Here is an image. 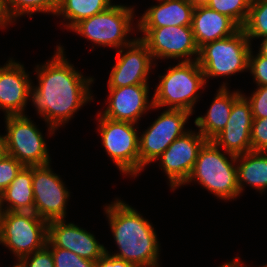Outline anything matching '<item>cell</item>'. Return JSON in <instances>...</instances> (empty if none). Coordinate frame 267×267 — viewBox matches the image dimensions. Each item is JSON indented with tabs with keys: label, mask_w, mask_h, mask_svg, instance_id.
<instances>
[{
	"label": "cell",
	"mask_w": 267,
	"mask_h": 267,
	"mask_svg": "<svg viewBox=\"0 0 267 267\" xmlns=\"http://www.w3.org/2000/svg\"><path fill=\"white\" fill-rule=\"evenodd\" d=\"M51 60L36 65L37 85L32 84L29 100L37 114L47 123L49 136L67 124L75 113L93 101L94 78L83 76L66 58L65 49L57 45ZM35 85V86H34Z\"/></svg>",
	"instance_id": "1"
},
{
	"label": "cell",
	"mask_w": 267,
	"mask_h": 267,
	"mask_svg": "<svg viewBox=\"0 0 267 267\" xmlns=\"http://www.w3.org/2000/svg\"><path fill=\"white\" fill-rule=\"evenodd\" d=\"M105 204L104 214L118 251L106 253L139 267H160V245L156 230L148 219L123 200Z\"/></svg>",
	"instance_id": "2"
},
{
	"label": "cell",
	"mask_w": 267,
	"mask_h": 267,
	"mask_svg": "<svg viewBox=\"0 0 267 267\" xmlns=\"http://www.w3.org/2000/svg\"><path fill=\"white\" fill-rule=\"evenodd\" d=\"M195 181L219 200H235L240 196L237 178V156L227 153L213 141L200 148L189 178L183 184Z\"/></svg>",
	"instance_id": "3"
},
{
	"label": "cell",
	"mask_w": 267,
	"mask_h": 267,
	"mask_svg": "<svg viewBox=\"0 0 267 267\" xmlns=\"http://www.w3.org/2000/svg\"><path fill=\"white\" fill-rule=\"evenodd\" d=\"M158 77L159 84L152 96L153 110L166 106V109L185 110L193 115L201 88L204 91L207 85L197 60L169 66L165 74Z\"/></svg>",
	"instance_id": "4"
},
{
	"label": "cell",
	"mask_w": 267,
	"mask_h": 267,
	"mask_svg": "<svg viewBox=\"0 0 267 267\" xmlns=\"http://www.w3.org/2000/svg\"><path fill=\"white\" fill-rule=\"evenodd\" d=\"M134 9V6L113 4L106 11L81 20L71 31L91 41L93 47L121 49L135 39H129L137 28L133 25Z\"/></svg>",
	"instance_id": "5"
},
{
	"label": "cell",
	"mask_w": 267,
	"mask_h": 267,
	"mask_svg": "<svg viewBox=\"0 0 267 267\" xmlns=\"http://www.w3.org/2000/svg\"><path fill=\"white\" fill-rule=\"evenodd\" d=\"M251 48L252 44L242 28L227 38L201 46L197 62L206 84L210 78H228L236 73L247 72Z\"/></svg>",
	"instance_id": "6"
},
{
	"label": "cell",
	"mask_w": 267,
	"mask_h": 267,
	"mask_svg": "<svg viewBox=\"0 0 267 267\" xmlns=\"http://www.w3.org/2000/svg\"><path fill=\"white\" fill-rule=\"evenodd\" d=\"M97 116V133L100 134L108 157L122 175L134 178L140 175L138 124L111 120L103 117L99 112Z\"/></svg>",
	"instance_id": "7"
},
{
	"label": "cell",
	"mask_w": 267,
	"mask_h": 267,
	"mask_svg": "<svg viewBox=\"0 0 267 267\" xmlns=\"http://www.w3.org/2000/svg\"><path fill=\"white\" fill-rule=\"evenodd\" d=\"M4 118L6 133L1 137L6 154L26 167L51 163L46 139L27 114L8 115Z\"/></svg>",
	"instance_id": "8"
},
{
	"label": "cell",
	"mask_w": 267,
	"mask_h": 267,
	"mask_svg": "<svg viewBox=\"0 0 267 267\" xmlns=\"http://www.w3.org/2000/svg\"><path fill=\"white\" fill-rule=\"evenodd\" d=\"M48 222L35 212L4 211L0 224V244L11 251L16 260L44 248Z\"/></svg>",
	"instance_id": "9"
},
{
	"label": "cell",
	"mask_w": 267,
	"mask_h": 267,
	"mask_svg": "<svg viewBox=\"0 0 267 267\" xmlns=\"http://www.w3.org/2000/svg\"><path fill=\"white\" fill-rule=\"evenodd\" d=\"M192 114L180 109H166L139 134L140 173L189 129H185Z\"/></svg>",
	"instance_id": "10"
},
{
	"label": "cell",
	"mask_w": 267,
	"mask_h": 267,
	"mask_svg": "<svg viewBox=\"0 0 267 267\" xmlns=\"http://www.w3.org/2000/svg\"><path fill=\"white\" fill-rule=\"evenodd\" d=\"M136 31L142 33L139 38L146 44L154 61L175 59L191 62L198 58L199 48L191 26L137 28Z\"/></svg>",
	"instance_id": "11"
},
{
	"label": "cell",
	"mask_w": 267,
	"mask_h": 267,
	"mask_svg": "<svg viewBox=\"0 0 267 267\" xmlns=\"http://www.w3.org/2000/svg\"><path fill=\"white\" fill-rule=\"evenodd\" d=\"M50 164L32 166L34 212L47 222L65 219L70 199L68 187Z\"/></svg>",
	"instance_id": "12"
},
{
	"label": "cell",
	"mask_w": 267,
	"mask_h": 267,
	"mask_svg": "<svg viewBox=\"0 0 267 267\" xmlns=\"http://www.w3.org/2000/svg\"><path fill=\"white\" fill-rule=\"evenodd\" d=\"M206 141L199 131L188 130L156 159L155 162L158 163L159 160V167L167 175L169 186L173 191L189 178L199 150Z\"/></svg>",
	"instance_id": "13"
},
{
	"label": "cell",
	"mask_w": 267,
	"mask_h": 267,
	"mask_svg": "<svg viewBox=\"0 0 267 267\" xmlns=\"http://www.w3.org/2000/svg\"><path fill=\"white\" fill-rule=\"evenodd\" d=\"M116 59L109 74L108 88L149 85L150 71L157 66V63L139 37H135L130 44L118 49Z\"/></svg>",
	"instance_id": "14"
},
{
	"label": "cell",
	"mask_w": 267,
	"mask_h": 267,
	"mask_svg": "<svg viewBox=\"0 0 267 267\" xmlns=\"http://www.w3.org/2000/svg\"><path fill=\"white\" fill-rule=\"evenodd\" d=\"M21 62L9 58L0 68V110L5 116L25 115L33 80Z\"/></svg>",
	"instance_id": "15"
},
{
	"label": "cell",
	"mask_w": 267,
	"mask_h": 267,
	"mask_svg": "<svg viewBox=\"0 0 267 267\" xmlns=\"http://www.w3.org/2000/svg\"><path fill=\"white\" fill-rule=\"evenodd\" d=\"M47 247H59L74 252L78 256L96 261L105 252L106 247L96 239L93 233L65 219L48 222Z\"/></svg>",
	"instance_id": "16"
},
{
	"label": "cell",
	"mask_w": 267,
	"mask_h": 267,
	"mask_svg": "<svg viewBox=\"0 0 267 267\" xmlns=\"http://www.w3.org/2000/svg\"><path fill=\"white\" fill-rule=\"evenodd\" d=\"M150 85H128L120 88H108L107 107L99 113L115 121H127L139 124L142 115L154 109L153 98L149 100Z\"/></svg>",
	"instance_id": "17"
},
{
	"label": "cell",
	"mask_w": 267,
	"mask_h": 267,
	"mask_svg": "<svg viewBox=\"0 0 267 267\" xmlns=\"http://www.w3.org/2000/svg\"><path fill=\"white\" fill-rule=\"evenodd\" d=\"M253 114L250 103L241 95L232 105L224 129L212 140L218 147L235 156L252 151L251 126Z\"/></svg>",
	"instance_id": "18"
},
{
	"label": "cell",
	"mask_w": 267,
	"mask_h": 267,
	"mask_svg": "<svg viewBox=\"0 0 267 267\" xmlns=\"http://www.w3.org/2000/svg\"><path fill=\"white\" fill-rule=\"evenodd\" d=\"M137 19V28L191 26L194 7L188 0H157Z\"/></svg>",
	"instance_id": "19"
},
{
	"label": "cell",
	"mask_w": 267,
	"mask_h": 267,
	"mask_svg": "<svg viewBox=\"0 0 267 267\" xmlns=\"http://www.w3.org/2000/svg\"><path fill=\"white\" fill-rule=\"evenodd\" d=\"M228 83L223 82L216 91V95L205 115L198 116L194 120L198 131L212 141L225 127L229 120L233 103L242 95V91H230Z\"/></svg>",
	"instance_id": "20"
},
{
	"label": "cell",
	"mask_w": 267,
	"mask_h": 267,
	"mask_svg": "<svg viewBox=\"0 0 267 267\" xmlns=\"http://www.w3.org/2000/svg\"><path fill=\"white\" fill-rule=\"evenodd\" d=\"M191 28L198 48L206 43L227 38L240 29L231 18L208 6L194 8Z\"/></svg>",
	"instance_id": "21"
},
{
	"label": "cell",
	"mask_w": 267,
	"mask_h": 267,
	"mask_svg": "<svg viewBox=\"0 0 267 267\" xmlns=\"http://www.w3.org/2000/svg\"><path fill=\"white\" fill-rule=\"evenodd\" d=\"M237 178L240 195L250 186L260 194L267 190V152L249 151L237 156Z\"/></svg>",
	"instance_id": "22"
},
{
	"label": "cell",
	"mask_w": 267,
	"mask_h": 267,
	"mask_svg": "<svg viewBox=\"0 0 267 267\" xmlns=\"http://www.w3.org/2000/svg\"><path fill=\"white\" fill-rule=\"evenodd\" d=\"M1 197L4 211L34 212L32 166H24Z\"/></svg>",
	"instance_id": "23"
},
{
	"label": "cell",
	"mask_w": 267,
	"mask_h": 267,
	"mask_svg": "<svg viewBox=\"0 0 267 267\" xmlns=\"http://www.w3.org/2000/svg\"><path fill=\"white\" fill-rule=\"evenodd\" d=\"M112 1L113 0H58V8L55 16L62 18L60 25L65 26L64 28L66 30H71L81 20L106 11L113 5Z\"/></svg>",
	"instance_id": "24"
},
{
	"label": "cell",
	"mask_w": 267,
	"mask_h": 267,
	"mask_svg": "<svg viewBox=\"0 0 267 267\" xmlns=\"http://www.w3.org/2000/svg\"><path fill=\"white\" fill-rule=\"evenodd\" d=\"M4 3L12 23H16L18 17H31L33 13L55 16L58 8V0H4Z\"/></svg>",
	"instance_id": "25"
},
{
	"label": "cell",
	"mask_w": 267,
	"mask_h": 267,
	"mask_svg": "<svg viewBox=\"0 0 267 267\" xmlns=\"http://www.w3.org/2000/svg\"><path fill=\"white\" fill-rule=\"evenodd\" d=\"M247 38L252 39L267 37V0H252L248 17L242 27Z\"/></svg>",
	"instance_id": "26"
},
{
	"label": "cell",
	"mask_w": 267,
	"mask_h": 267,
	"mask_svg": "<svg viewBox=\"0 0 267 267\" xmlns=\"http://www.w3.org/2000/svg\"><path fill=\"white\" fill-rule=\"evenodd\" d=\"M252 0H210L208 7L231 18L240 28L245 24Z\"/></svg>",
	"instance_id": "27"
},
{
	"label": "cell",
	"mask_w": 267,
	"mask_h": 267,
	"mask_svg": "<svg viewBox=\"0 0 267 267\" xmlns=\"http://www.w3.org/2000/svg\"><path fill=\"white\" fill-rule=\"evenodd\" d=\"M55 267H95V261L84 259L74 252L59 247H48Z\"/></svg>",
	"instance_id": "28"
},
{
	"label": "cell",
	"mask_w": 267,
	"mask_h": 267,
	"mask_svg": "<svg viewBox=\"0 0 267 267\" xmlns=\"http://www.w3.org/2000/svg\"><path fill=\"white\" fill-rule=\"evenodd\" d=\"M24 166L13 156L4 153L0 158V193H2Z\"/></svg>",
	"instance_id": "29"
},
{
	"label": "cell",
	"mask_w": 267,
	"mask_h": 267,
	"mask_svg": "<svg viewBox=\"0 0 267 267\" xmlns=\"http://www.w3.org/2000/svg\"><path fill=\"white\" fill-rule=\"evenodd\" d=\"M254 52L251 48L248 71L252 75L256 86H265L267 85V58L258 52L255 55Z\"/></svg>",
	"instance_id": "30"
},
{
	"label": "cell",
	"mask_w": 267,
	"mask_h": 267,
	"mask_svg": "<svg viewBox=\"0 0 267 267\" xmlns=\"http://www.w3.org/2000/svg\"><path fill=\"white\" fill-rule=\"evenodd\" d=\"M17 262L15 263L19 267H55L51 250L47 246L20 258Z\"/></svg>",
	"instance_id": "31"
},
{
	"label": "cell",
	"mask_w": 267,
	"mask_h": 267,
	"mask_svg": "<svg viewBox=\"0 0 267 267\" xmlns=\"http://www.w3.org/2000/svg\"><path fill=\"white\" fill-rule=\"evenodd\" d=\"M250 103L253 119H262L267 117V85L257 86L251 96L242 94Z\"/></svg>",
	"instance_id": "32"
},
{
	"label": "cell",
	"mask_w": 267,
	"mask_h": 267,
	"mask_svg": "<svg viewBox=\"0 0 267 267\" xmlns=\"http://www.w3.org/2000/svg\"><path fill=\"white\" fill-rule=\"evenodd\" d=\"M252 151L267 152V117L253 119L251 126Z\"/></svg>",
	"instance_id": "33"
},
{
	"label": "cell",
	"mask_w": 267,
	"mask_h": 267,
	"mask_svg": "<svg viewBox=\"0 0 267 267\" xmlns=\"http://www.w3.org/2000/svg\"><path fill=\"white\" fill-rule=\"evenodd\" d=\"M95 267H139V266L130 263L128 261L118 259L105 252L99 259L95 261Z\"/></svg>",
	"instance_id": "34"
},
{
	"label": "cell",
	"mask_w": 267,
	"mask_h": 267,
	"mask_svg": "<svg viewBox=\"0 0 267 267\" xmlns=\"http://www.w3.org/2000/svg\"><path fill=\"white\" fill-rule=\"evenodd\" d=\"M13 24L5 8L4 0H0V28L3 30Z\"/></svg>",
	"instance_id": "35"
},
{
	"label": "cell",
	"mask_w": 267,
	"mask_h": 267,
	"mask_svg": "<svg viewBox=\"0 0 267 267\" xmlns=\"http://www.w3.org/2000/svg\"><path fill=\"white\" fill-rule=\"evenodd\" d=\"M232 259L229 262L220 265L219 267H247L246 265L243 264V261L240 260V257L236 256L235 258Z\"/></svg>",
	"instance_id": "36"
},
{
	"label": "cell",
	"mask_w": 267,
	"mask_h": 267,
	"mask_svg": "<svg viewBox=\"0 0 267 267\" xmlns=\"http://www.w3.org/2000/svg\"><path fill=\"white\" fill-rule=\"evenodd\" d=\"M261 41L260 42V47L258 46V50L257 51L260 55L264 56L267 58V37H263L261 38Z\"/></svg>",
	"instance_id": "37"
},
{
	"label": "cell",
	"mask_w": 267,
	"mask_h": 267,
	"mask_svg": "<svg viewBox=\"0 0 267 267\" xmlns=\"http://www.w3.org/2000/svg\"><path fill=\"white\" fill-rule=\"evenodd\" d=\"M188 2L194 7H204L208 6L210 0H188Z\"/></svg>",
	"instance_id": "38"
},
{
	"label": "cell",
	"mask_w": 267,
	"mask_h": 267,
	"mask_svg": "<svg viewBox=\"0 0 267 267\" xmlns=\"http://www.w3.org/2000/svg\"><path fill=\"white\" fill-rule=\"evenodd\" d=\"M4 153H5L4 143H3V139H2L1 134H0V158L2 157V155Z\"/></svg>",
	"instance_id": "39"
},
{
	"label": "cell",
	"mask_w": 267,
	"mask_h": 267,
	"mask_svg": "<svg viewBox=\"0 0 267 267\" xmlns=\"http://www.w3.org/2000/svg\"><path fill=\"white\" fill-rule=\"evenodd\" d=\"M3 214H4V209L2 206V197H1V193H0V224H1V220L3 218Z\"/></svg>",
	"instance_id": "40"
}]
</instances>
